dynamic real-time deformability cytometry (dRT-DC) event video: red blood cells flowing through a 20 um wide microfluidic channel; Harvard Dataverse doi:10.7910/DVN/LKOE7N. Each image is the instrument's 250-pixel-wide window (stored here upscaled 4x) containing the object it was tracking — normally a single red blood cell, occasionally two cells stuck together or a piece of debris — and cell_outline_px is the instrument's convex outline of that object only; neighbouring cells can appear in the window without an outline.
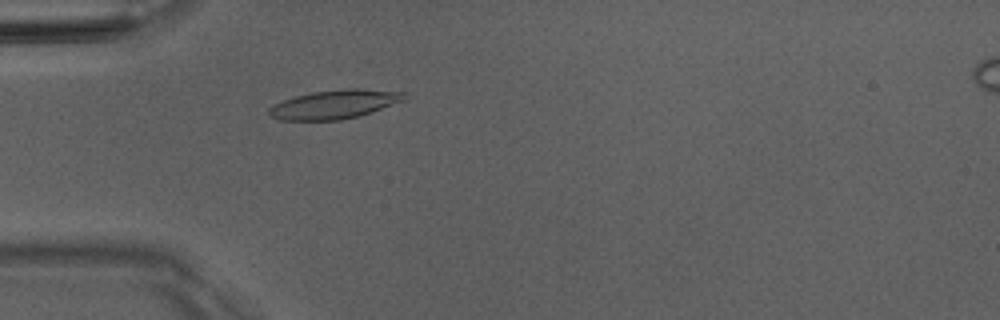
{"species": "Egyptian fruit bat (a non-hibernating species)", "species_latin": "Rousettus aegyptiacus", "temperature_condition": "room temperature", "stored_images_in_passage": 6, "camera_frame_rate_fps": 3000, "um_per_image_px": 0.085, "animal": {"sex": "male"}, "frame": {"image": 1, "passage_image": 5, "time_ms": 4.333, "image_size_px": [1000, 320], "cell_outline_px": [[408, 96], [404, 100], [372, 112], [360, 116], [340, 120], [280, 120], [272, 116], [268, 112], [268, 108], [284, 100], [296, 96], [312, 92], [348, 88], [360, 88], [408, 92]], "centroid_in_image_um": [28.5, 8.86], "position_along_channel_um": 56.5, "area_um2": 22.77}}